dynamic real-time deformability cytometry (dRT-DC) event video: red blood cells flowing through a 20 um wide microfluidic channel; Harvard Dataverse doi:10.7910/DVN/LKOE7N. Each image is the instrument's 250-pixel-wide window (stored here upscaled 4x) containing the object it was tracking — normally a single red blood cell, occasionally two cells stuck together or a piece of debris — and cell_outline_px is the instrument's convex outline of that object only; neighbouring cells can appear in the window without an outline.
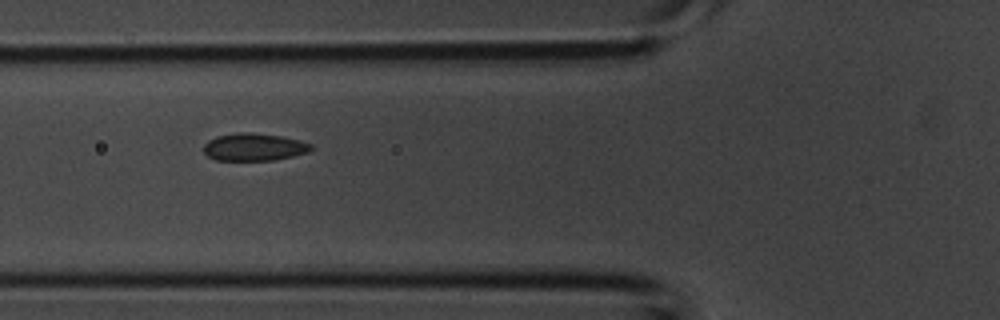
{"species": "common noctule bat (a hibernating species)", "species_latin": "Nyctalus noctula", "temperature_condition": "room temperature", "stored_images_in_passage": 5, "camera_frame_rate_fps": 3000, "um_per_image_px": 0.085, "animal": {"sex": "male", "body_mass_g": 20.1, "forearm_length_mm": 53.5}, "frame": {"image": 1, "passage_image": 4, "time_ms": 1.0, "image_size_px": [1000, 320], "cell_outline_px": [[312, 148], [308, 152], [292, 156], [272, 160], [216, 160], [208, 156], [204, 152], [204, 144], [208, 140], [216, 136], [236, 132], [252, 132], [280, 136], [300, 140], [312, 144]], "centroid_in_image_um": [21.57, 12.48], "position_along_channel_um": 104.2, "area_um2": 17.22}}
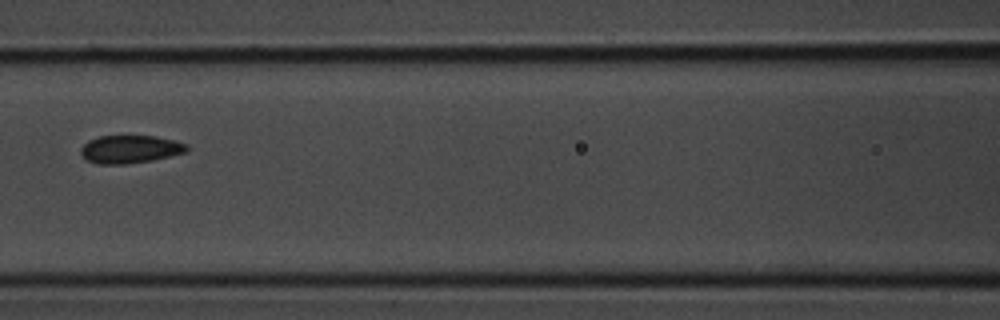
{"frame": {"image": 2, "passage_image": 5, "time_ms": 1.333, "image_size_px": [1000, 320], "cell_outline_px": [[188, 152], [152, 160], [124, 164], [96, 164], [80, 156], [80, 148], [88, 140], [100, 136], [156, 136], [188, 144]], "centroid_in_image_um": [11.04, 12.68], "position_along_channel_um": 155.6, "area_um2": 17.34}}